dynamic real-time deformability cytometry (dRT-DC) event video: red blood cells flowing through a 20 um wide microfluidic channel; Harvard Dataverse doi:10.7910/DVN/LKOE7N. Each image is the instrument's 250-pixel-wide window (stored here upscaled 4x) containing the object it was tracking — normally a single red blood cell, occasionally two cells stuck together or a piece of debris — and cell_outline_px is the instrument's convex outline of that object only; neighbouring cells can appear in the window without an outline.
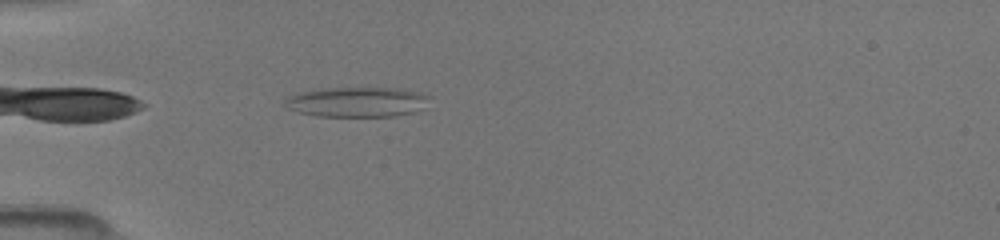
{"species": "common noctule bat (a hibernating species)", "species_latin": "Nyctalus noctula", "temperature_condition": "room temperature", "stored_images_in_passage": 4, "camera_frame_rate_fps": 3000, "um_per_image_px": 0.085, "animal": {"sex": "female", "body_mass_g": 19.5, "forearm_length_mm": 54.1}, "frame": {"image": 1, "passage_image": 2, "time_ms": 0.667, "image_size_px": [1000, 240], "cell_outline_px": [[432, 96], [424, 108], [412, 112], [392, 116], [316, 116], [300, 112], [288, 108], [284, 104], [284, 100], [288, 96], [312, 88], [400, 88], [420, 92]], "centroid_in_image_um": [30.35, 8.65], "position_along_channel_um": 54.6, "area_um2": 25.49}}